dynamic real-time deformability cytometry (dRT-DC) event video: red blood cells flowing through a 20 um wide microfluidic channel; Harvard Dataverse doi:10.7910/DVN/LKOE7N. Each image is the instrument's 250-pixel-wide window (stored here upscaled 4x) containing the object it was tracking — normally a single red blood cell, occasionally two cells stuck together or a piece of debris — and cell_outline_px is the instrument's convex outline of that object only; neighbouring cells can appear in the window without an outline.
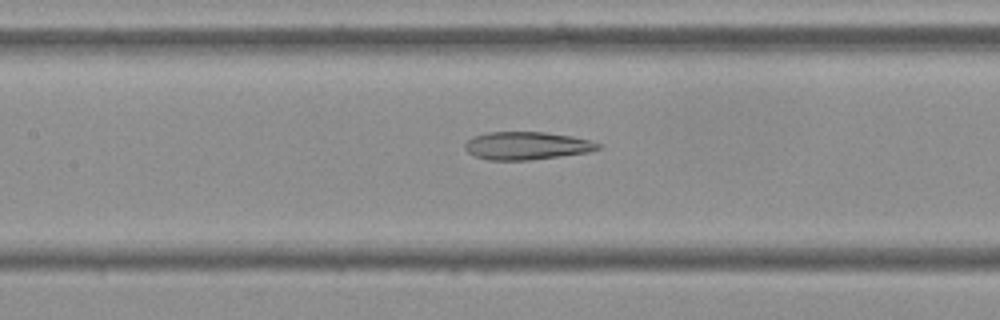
{"species": "Egyptian fruit bat (a non-hibernating species)", "species_latin": "Rousettus aegyptiacus", "temperature_condition": "cold", "stored_images_in_passage": 55, "camera_frame_rate_fps": 3000, "um_per_image_px": 0.085, "frame": {"image": 1, "passage_image": 25, "time_ms": 8.0, "image_size_px": [1000, 320], "cell_outline_px": [[600, 148], [588, 152], [560, 156], [528, 160], [488, 160], [476, 156], [468, 152], [464, 148], [464, 144], [472, 136], [488, 132], [544, 132], [572, 136], [592, 140], [600, 144]], "centroid_in_image_um": [44.76, 12.38], "position_along_channel_um": 162.6, "area_um2": 21.62}}
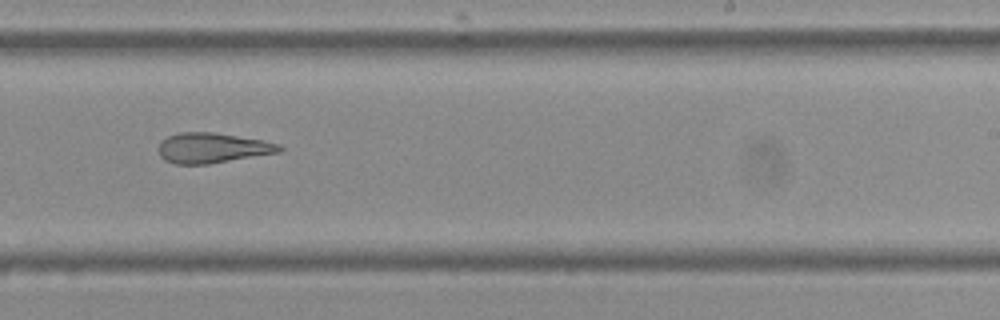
{"frame": {"image": 2, "passage_image": 34, "time_ms": 11.0, "image_size_px": [1000, 320], "cell_outline_px": [[284, 148], [280, 152], [208, 164], [176, 164], [164, 160], [160, 156], [156, 148], [160, 140], [176, 132], [212, 132], [264, 140], [280, 144]], "centroid_in_image_um": [18.0, 12.57], "position_along_channel_um": 271.0, "area_um2": 21.5}}
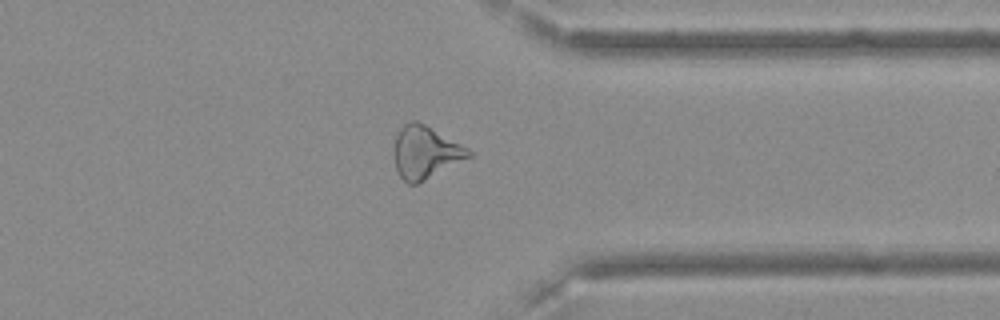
{"frame": {"image": 3, "passage_image": 43, "time_ms": 14.0, "image_size_px": [1000, 320], "cell_outline_px": [[472, 156], [416, 184], [408, 184], [400, 176], [396, 168], [396, 136], [400, 128], [404, 124], [412, 120], [416, 120], [424, 124], [468, 148], [472, 152]], "centroid_in_image_um": [36.17, 12.94], "position_along_channel_um": 375.2, "area_um2": 22.2}, "authors_computed_cell_mechanics": {"area_um2": 24.1026, "velocity_mm_per_s": 3.6264, "shape_relaxation_time_tau1_ms": null, "shape_relaxation_time_tau2_ms": 4.2021, "deformation_change_tau1": null, "deformation_change_tau2": 0.1543}}